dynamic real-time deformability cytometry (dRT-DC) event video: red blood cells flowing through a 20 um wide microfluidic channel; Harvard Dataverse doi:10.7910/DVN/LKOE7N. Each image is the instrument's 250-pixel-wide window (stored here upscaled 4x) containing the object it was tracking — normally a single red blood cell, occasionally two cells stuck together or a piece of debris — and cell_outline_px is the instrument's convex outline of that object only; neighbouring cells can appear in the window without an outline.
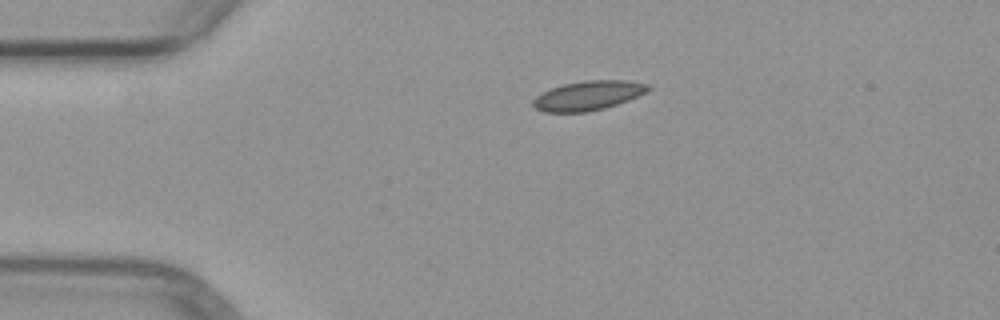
{"species": "common noctule bat (a hibernating species)", "species_latin": "Nyctalus noctula", "temperature_condition": "warm", "stored_images_in_passage": 2, "camera_frame_rate_fps": 3000, "um_per_image_px": 0.085, "animal": {"sex": "female", "body_mass_g": 29.2, "forearm_length_mm": 56.3}, "frame": {"image": 1, "passage_image": 1, "time_ms": 0.0, "image_size_px": [1000, 320], "cell_outline_px": [[652, 88], [628, 100], [604, 108], [584, 112], [544, 112], [536, 108], [532, 104], [532, 100], [536, 96], [552, 88], [564, 84], [584, 80], [624, 80], [648, 84]], "centroid_in_image_um": [49.97, 8.12], "position_along_channel_um": 35.0, "area_um2": 19.42}}